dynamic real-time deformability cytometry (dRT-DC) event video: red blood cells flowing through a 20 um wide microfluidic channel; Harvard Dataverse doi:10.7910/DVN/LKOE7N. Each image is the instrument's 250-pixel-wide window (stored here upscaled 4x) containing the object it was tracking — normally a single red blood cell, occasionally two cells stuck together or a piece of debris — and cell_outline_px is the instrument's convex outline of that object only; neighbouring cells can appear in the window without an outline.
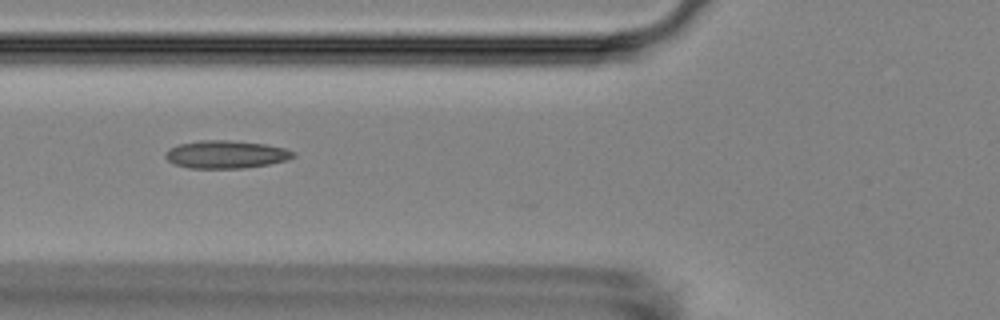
{"species": "Egyptian fruit bat (a non-hibernating species)", "species_latin": "Rousettus aegyptiacus", "temperature_condition": "room temperature", "stored_images_in_passage": 10, "camera_frame_rate_fps": 3000, "um_per_image_px": 0.085, "animal": {"sex": "female"}, "frame": {"image": 1, "passage_image": 5, "time_ms": 5.0, "image_size_px": [1000, 320], "cell_outline_px": [[296, 156], [288, 160], [268, 164], [244, 168], [188, 168], [172, 164], [164, 156], [168, 148], [180, 144], [200, 140], [228, 140], [264, 144], [284, 148], [296, 152]], "centroid_in_image_um": [19.2, 13.13], "position_along_channel_um": 106.6, "area_um2": 20.81}}
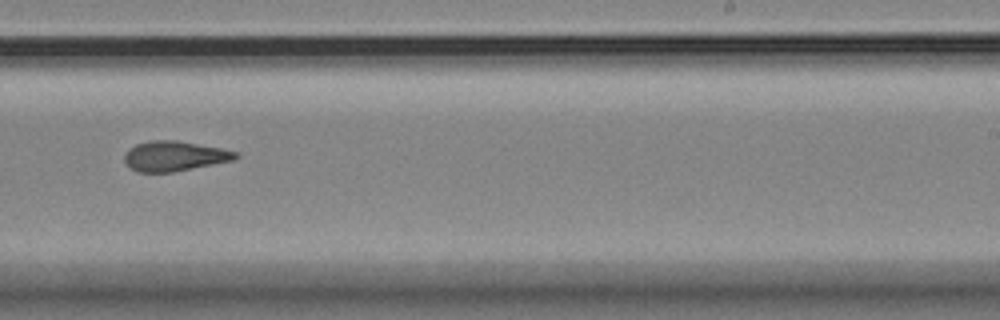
{"frame": {"image": 2, "passage_image": 9, "time_ms": 9.667, "image_size_px": [1000, 320], "cell_outline_px": [[240, 156], [236, 160], [172, 172], [136, 172], [124, 160], [124, 156], [136, 144], [152, 140], [176, 140], [220, 148], [236, 152]], "centroid_in_image_um": [14.87, 13.27], "position_along_channel_um": 274.1, "area_um2": 19.19}}
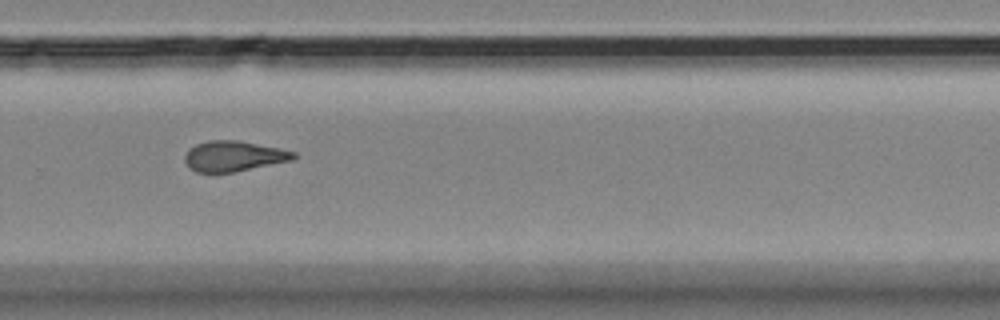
{"frame": {"image": 3, "passage_image": 10, "time_ms": 10.667, "image_size_px": [1000, 320], "cell_outline_px": [[296, 156], [292, 160], [236, 172], [196, 172], [188, 168], [184, 160], [184, 156], [188, 148], [196, 144], [208, 140], [236, 140], [280, 148], [296, 152]], "centroid_in_image_um": [19.83, 13.27], "position_along_channel_um": 310.0, "area_um2": 19.42}}